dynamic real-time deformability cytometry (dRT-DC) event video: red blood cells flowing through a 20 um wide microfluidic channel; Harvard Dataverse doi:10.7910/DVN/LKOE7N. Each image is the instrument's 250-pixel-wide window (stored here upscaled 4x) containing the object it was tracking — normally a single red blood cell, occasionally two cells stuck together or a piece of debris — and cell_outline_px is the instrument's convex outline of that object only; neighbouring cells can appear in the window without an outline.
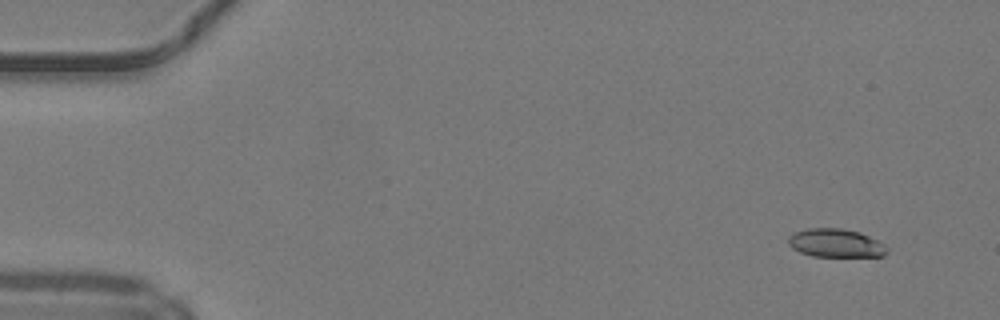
{"species": "common noctule bat (a hibernating species)", "species_latin": "Nyctalus noctula", "temperature_condition": "warm", "stored_images_in_passage": 46, "camera_frame_rate_fps": 3000, "um_per_image_px": 0.085, "animal": {"sex": "male", "body_mass_g": 19.2, "forearm_length_mm": 51.8}, "frame": {"image": 1, "passage_image": 1, "time_ms": 0.0, "image_size_px": [1000, 320], "cell_outline_px": [[888, 252], [884, 256], [812, 256], [800, 252], [792, 248], [788, 244], [788, 236], [792, 232], [808, 228], [840, 228], [860, 232], [884, 244], [888, 248]], "centroid_in_image_um": [71.01, 20.65], "position_along_channel_um": 14.0, "area_um2": 16.42}}
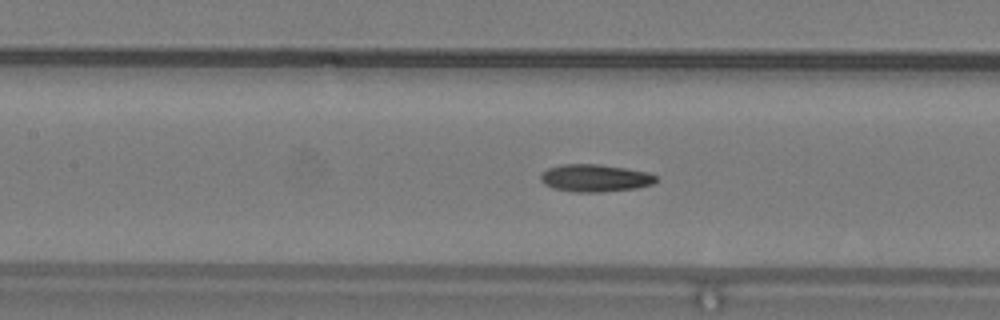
{"frame": {"image": 2, "passage_image": 20, "time_ms": 6.333, "image_size_px": [1000, 320], "cell_outline_px": [[656, 180], [652, 184], [636, 188], [600, 192], [576, 192], [552, 188], [544, 184], [540, 180], [540, 176], [548, 168], [560, 164], [600, 164], [648, 172], [656, 176]], "centroid_in_image_um": [50.55, 15.13], "position_along_channel_um": 156.9, "area_um2": 18.38}}
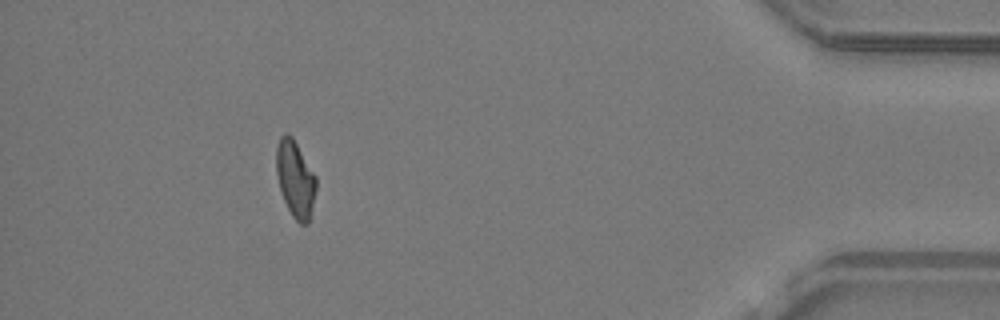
{"frame": {"image": 3, "passage_image": 42, "time_ms": 13.667, "image_size_px": [1000, 320], "cell_outline_px": [[316, 188], [312, 208], [308, 224], [300, 224], [292, 216], [284, 200], [280, 188], [276, 172], [276, 148], [280, 136], [284, 132], [288, 132], [292, 136], [316, 176]], "centroid_in_image_um": [25.09, 15.19], "position_along_channel_um": 410.1, "area_um2": 17.74}, "authors_computed_cell_mechanics": {"area_um2": 17.7735, "velocity_mm_per_s": 4.2453, "shape_relaxation_time_tau1_ms": null, "shape_relaxation_time_tau2_ms": 5.061, "deformation_change_tau1": null, "deformation_change_tau2": 0.1234}}